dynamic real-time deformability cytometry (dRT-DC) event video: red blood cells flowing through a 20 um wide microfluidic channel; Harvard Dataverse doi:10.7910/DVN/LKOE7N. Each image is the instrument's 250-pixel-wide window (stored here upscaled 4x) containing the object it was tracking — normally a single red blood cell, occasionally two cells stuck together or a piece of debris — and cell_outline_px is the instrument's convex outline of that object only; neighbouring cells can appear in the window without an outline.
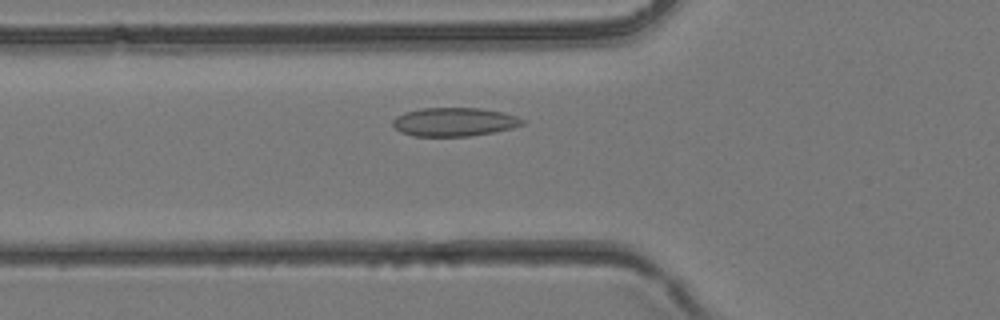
{"species": "common noctule bat (a hibernating species)", "species_latin": "Nyctalus noctula", "temperature_condition": "room temperature", "stored_images_in_passage": 34, "camera_frame_rate_fps": 3000, "um_per_image_px": 0.085, "animal": {"sex": "female", "body_mass_g": 24.6, "forearm_length_mm": 56.2}, "frame": {"image": 1, "passage_image": 9, "time_ms": 2.667, "image_size_px": [1000, 320], "cell_outline_px": [[524, 124], [512, 128], [496, 132], [468, 136], [412, 136], [400, 132], [392, 124], [392, 120], [396, 116], [404, 112], [420, 108], [480, 108], [504, 112], [516, 116], [524, 120]], "centroid_in_image_um": [38.6, 10.36], "position_along_channel_um": 87.2, "area_um2": 21.79}}
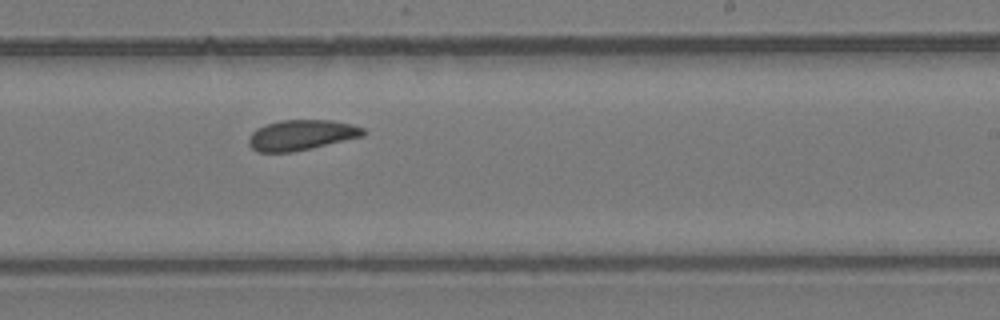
{"frame": {"image": 2, "passage_image": 19, "time_ms": 6.0, "image_size_px": [1000, 320], "cell_outline_px": [[368, 132], [364, 136], [312, 148], [292, 152], [256, 152], [248, 144], [248, 136], [256, 128], [264, 124], [280, 120], [332, 120], [352, 124], [364, 128]], "centroid_in_image_um": [25.61, 11.47], "position_along_channel_um": 263.4, "area_um2": 20.58}}
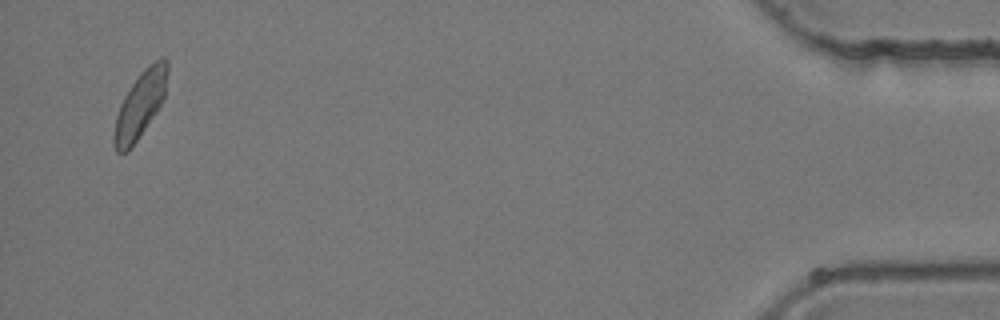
{"frame": {"image": 3, "passage_image": 33, "time_ms": 10.667, "image_size_px": [1000, 320], "cell_outline_px": [[168, 72], [164, 96], [156, 112], [128, 152], [116, 152], [112, 140], [112, 136], [116, 116], [120, 104], [124, 96], [140, 72], [148, 64], [160, 56], [164, 56], [168, 60]], "centroid_in_image_um": [11.91, 8.86], "position_along_channel_um": 423.3, "area_um2": 20.69}}